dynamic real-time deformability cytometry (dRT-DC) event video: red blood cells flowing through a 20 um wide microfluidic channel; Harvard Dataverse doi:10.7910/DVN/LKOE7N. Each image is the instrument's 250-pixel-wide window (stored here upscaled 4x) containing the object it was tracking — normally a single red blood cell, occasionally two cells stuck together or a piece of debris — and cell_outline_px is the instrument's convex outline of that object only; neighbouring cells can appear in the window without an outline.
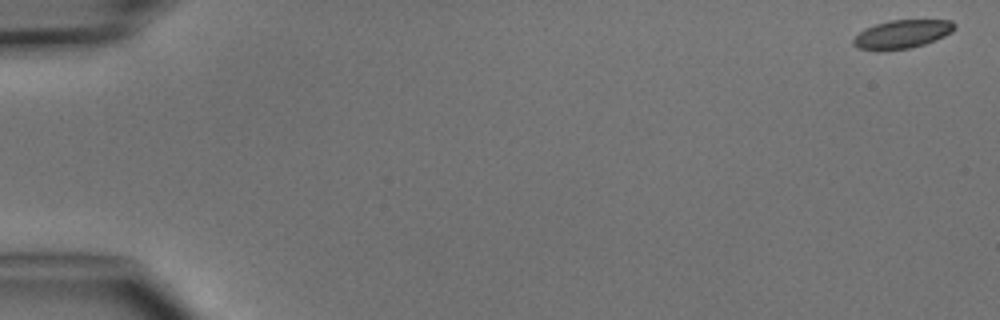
{"species": "common noctule bat (a hibernating species)", "species_latin": "Nyctalus noctula", "temperature_condition": "cold", "stored_images_in_passage": 5, "camera_frame_rate_fps": 3000, "um_per_image_px": 0.085, "animal": {"sex": "male", "body_mass_g": 15.6}, "frame": {"image": 1, "passage_image": 1, "time_ms": 0.0, "image_size_px": [1000, 320], "cell_outline_px": [[956, 28], [952, 32], [944, 36], [924, 44], [908, 48], [880, 52], [876, 52], [860, 48], [852, 44], [852, 40], [864, 28], [888, 20], [952, 20], [956, 24]], "centroid_in_image_um": [76.66, 2.91], "position_along_channel_um": 8.3, "area_um2": 16.99}}
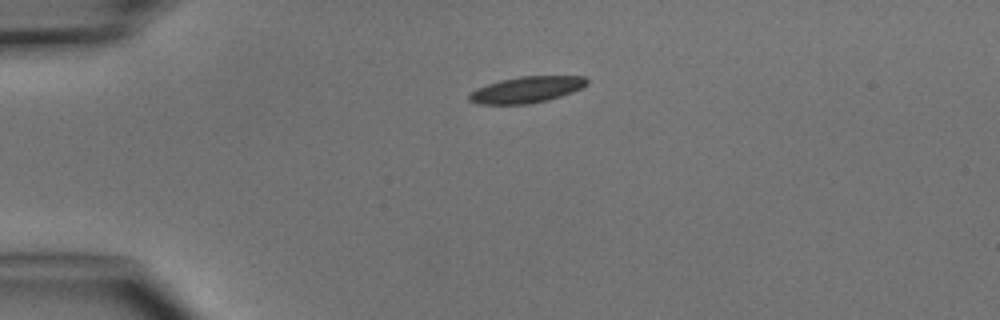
{"frame": {"image": 2, "passage_image": 4, "time_ms": 3.667, "image_size_px": [1000, 320], "cell_outline_px": [[588, 84], [572, 92], [548, 100], [528, 104], [476, 104], [468, 100], [468, 92], [476, 88], [500, 80], [520, 76], [584, 76], [588, 80]], "centroid_in_image_um": [44.71, 7.62], "position_along_channel_um": 40.3, "area_um2": 18.09}}